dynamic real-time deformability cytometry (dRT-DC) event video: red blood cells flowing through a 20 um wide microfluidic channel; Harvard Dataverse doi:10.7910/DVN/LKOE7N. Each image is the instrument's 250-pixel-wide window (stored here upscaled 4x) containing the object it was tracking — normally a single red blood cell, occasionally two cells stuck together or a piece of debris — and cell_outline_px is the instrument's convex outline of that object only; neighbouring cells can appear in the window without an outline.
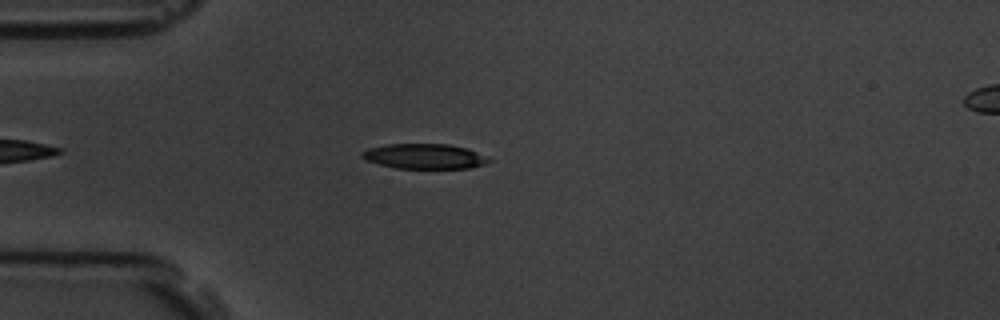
{"species": "common noctule bat (a hibernating species)", "species_latin": "Nyctalus noctula", "temperature_condition": "room temperature", "stored_images_in_passage": 5, "camera_frame_rate_fps": 3000, "um_per_image_px": 0.085, "animal": {"sex": "male", "body_mass_g": 19.5, "forearm_length_mm": 54.6}, "frame": {"image": 1, "passage_image": 5, "time_ms": 5.333, "image_size_px": [1000, 320], "cell_outline_px": [[492, 160], [484, 164], [468, 168], [396, 168], [380, 164], [368, 160], [360, 156], [360, 152], [368, 148], [388, 144], [448, 144], [468, 148]], "centroid_in_image_um": [36.06, 13.28], "position_along_channel_um": 48.9, "area_um2": 18.32}}